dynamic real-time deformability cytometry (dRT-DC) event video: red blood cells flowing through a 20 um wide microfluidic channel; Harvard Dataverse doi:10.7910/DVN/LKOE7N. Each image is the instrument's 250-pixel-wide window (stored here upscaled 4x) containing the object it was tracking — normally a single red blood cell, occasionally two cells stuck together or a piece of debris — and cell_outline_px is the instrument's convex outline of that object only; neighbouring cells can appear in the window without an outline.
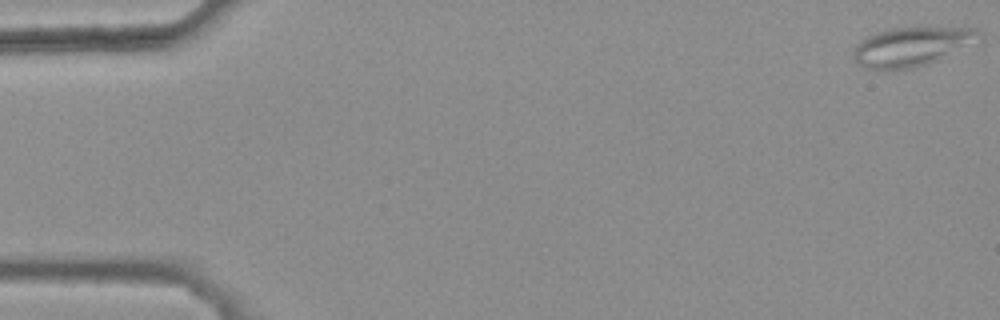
{"species": "common noctule bat (a hibernating species)", "species_latin": "Nyctalus noctula", "temperature_condition": "warm", "stored_images_in_passage": 48, "camera_frame_rate_fps": 3000, "um_per_image_px": 0.085, "animal": {"sex": "female", "body_mass_g": 25.1}, "frame": {"image": 1, "passage_image": 1, "time_ms": 0.0, "image_size_px": [1000, 320], "cell_outline_px": [[984, 36], [940, 60], [928, 64], [912, 68], [868, 68], [856, 64], [852, 56], [852, 52], [856, 44], [860, 40], [876, 32], [888, 28], [980, 28]], "centroid_in_image_um": [77.48, 3.94], "position_along_channel_um": 7.5, "area_um2": 28.44}}
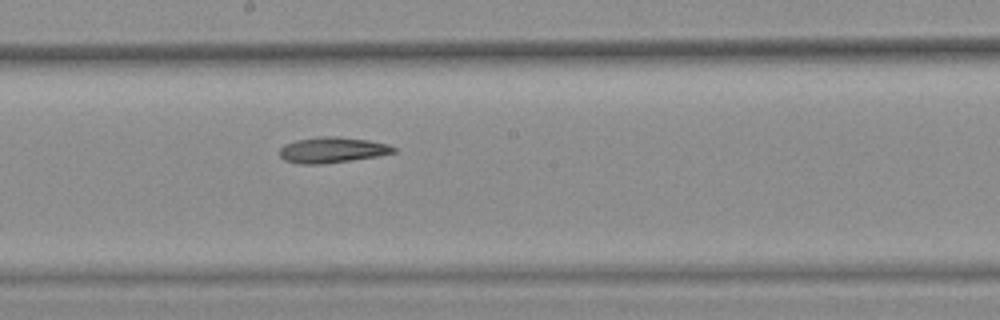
{"frame": {"image": 2, "passage_image": 29, "time_ms": 9.333, "image_size_px": [1000, 320], "cell_outline_px": [[396, 152], [380, 156], [324, 164], [300, 164], [284, 160], [280, 156], [280, 148], [284, 144], [296, 140], [320, 136], [336, 136], [368, 140], [388, 144], [396, 148]], "centroid_in_image_um": [28.25, 12.75], "position_along_channel_um": 220.0, "area_um2": 17.22}}
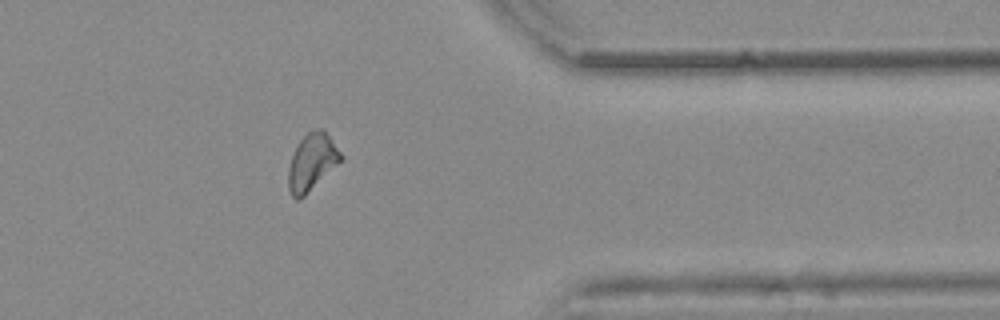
{"frame": {"image": 3, "passage_image": 43, "time_ms": 14.0, "image_size_px": [1000, 320], "cell_outline_px": [[344, 156], [300, 200], [296, 200], [292, 196], [288, 188], [288, 168], [292, 156], [300, 140], [308, 132], [320, 128], [324, 128]], "centroid_in_image_um": [26.5, 13.76], "position_along_channel_um": 384.9, "area_um2": 17.05}}